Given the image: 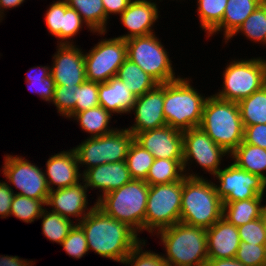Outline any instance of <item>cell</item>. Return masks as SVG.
<instances>
[{"instance_id": "cell-1", "label": "cell", "mask_w": 266, "mask_h": 266, "mask_svg": "<svg viewBox=\"0 0 266 266\" xmlns=\"http://www.w3.org/2000/svg\"><path fill=\"white\" fill-rule=\"evenodd\" d=\"M78 224L85 232L89 253L120 264L144 240L128 225L106 215L97 206Z\"/></svg>"}, {"instance_id": "cell-2", "label": "cell", "mask_w": 266, "mask_h": 266, "mask_svg": "<svg viewBox=\"0 0 266 266\" xmlns=\"http://www.w3.org/2000/svg\"><path fill=\"white\" fill-rule=\"evenodd\" d=\"M167 266H204L208 260L206 229L178 222L157 231Z\"/></svg>"}, {"instance_id": "cell-3", "label": "cell", "mask_w": 266, "mask_h": 266, "mask_svg": "<svg viewBox=\"0 0 266 266\" xmlns=\"http://www.w3.org/2000/svg\"><path fill=\"white\" fill-rule=\"evenodd\" d=\"M192 77H179L164 83V117L166 125L180 131L199 127L205 101L208 97L198 91Z\"/></svg>"}, {"instance_id": "cell-4", "label": "cell", "mask_w": 266, "mask_h": 266, "mask_svg": "<svg viewBox=\"0 0 266 266\" xmlns=\"http://www.w3.org/2000/svg\"><path fill=\"white\" fill-rule=\"evenodd\" d=\"M209 178L182 179L180 222L210 228L223 217V201Z\"/></svg>"}, {"instance_id": "cell-5", "label": "cell", "mask_w": 266, "mask_h": 266, "mask_svg": "<svg viewBox=\"0 0 266 266\" xmlns=\"http://www.w3.org/2000/svg\"><path fill=\"white\" fill-rule=\"evenodd\" d=\"M199 127L229 154L243 142L244 126L238 103L213 93L205 101Z\"/></svg>"}, {"instance_id": "cell-6", "label": "cell", "mask_w": 266, "mask_h": 266, "mask_svg": "<svg viewBox=\"0 0 266 266\" xmlns=\"http://www.w3.org/2000/svg\"><path fill=\"white\" fill-rule=\"evenodd\" d=\"M149 185L144 180L132 179L122 187L105 194L97 207L106 215L125 223L139 236L144 232Z\"/></svg>"}, {"instance_id": "cell-7", "label": "cell", "mask_w": 266, "mask_h": 266, "mask_svg": "<svg viewBox=\"0 0 266 266\" xmlns=\"http://www.w3.org/2000/svg\"><path fill=\"white\" fill-rule=\"evenodd\" d=\"M234 58L227 62L222 72V84L216 97L231 102H239L266 85V58ZM221 88V89H220Z\"/></svg>"}, {"instance_id": "cell-8", "label": "cell", "mask_w": 266, "mask_h": 266, "mask_svg": "<svg viewBox=\"0 0 266 266\" xmlns=\"http://www.w3.org/2000/svg\"><path fill=\"white\" fill-rule=\"evenodd\" d=\"M162 43L155 33L126 40L127 58L158 84L168 83L182 76L175 73L168 49Z\"/></svg>"}, {"instance_id": "cell-9", "label": "cell", "mask_w": 266, "mask_h": 266, "mask_svg": "<svg viewBox=\"0 0 266 266\" xmlns=\"http://www.w3.org/2000/svg\"><path fill=\"white\" fill-rule=\"evenodd\" d=\"M182 135L183 169L186 177L203 178L204 175H200L199 171L193 172V166L197 168L200 166L204 174L208 173L213 177L222 168L224 159H229L230 154L217 145L200 127L183 131Z\"/></svg>"}, {"instance_id": "cell-10", "label": "cell", "mask_w": 266, "mask_h": 266, "mask_svg": "<svg viewBox=\"0 0 266 266\" xmlns=\"http://www.w3.org/2000/svg\"><path fill=\"white\" fill-rule=\"evenodd\" d=\"M182 180L149 186L144 231L151 237L180 221Z\"/></svg>"}, {"instance_id": "cell-11", "label": "cell", "mask_w": 266, "mask_h": 266, "mask_svg": "<svg viewBox=\"0 0 266 266\" xmlns=\"http://www.w3.org/2000/svg\"><path fill=\"white\" fill-rule=\"evenodd\" d=\"M94 34L101 39L88 51L84 50L86 80L104 83L117 75L119 67L127 59L126 40L114 36L104 38L106 32Z\"/></svg>"}, {"instance_id": "cell-12", "label": "cell", "mask_w": 266, "mask_h": 266, "mask_svg": "<svg viewBox=\"0 0 266 266\" xmlns=\"http://www.w3.org/2000/svg\"><path fill=\"white\" fill-rule=\"evenodd\" d=\"M3 166L0 171L5 176L6 182L16 189L14 194L26 196L47 203L49 189L43 168L32 163L20 155H4Z\"/></svg>"}, {"instance_id": "cell-13", "label": "cell", "mask_w": 266, "mask_h": 266, "mask_svg": "<svg viewBox=\"0 0 266 266\" xmlns=\"http://www.w3.org/2000/svg\"><path fill=\"white\" fill-rule=\"evenodd\" d=\"M222 201H242L265 195L266 181L231 162L211 178Z\"/></svg>"}, {"instance_id": "cell-14", "label": "cell", "mask_w": 266, "mask_h": 266, "mask_svg": "<svg viewBox=\"0 0 266 266\" xmlns=\"http://www.w3.org/2000/svg\"><path fill=\"white\" fill-rule=\"evenodd\" d=\"M87 192L90 194L83 180L66 188L52 190L49 192L46 207L62 217L79 223L97 206L96 201L90 205Z\"/></svg>"}, {"instance_id": "cell-15", "label": "cell", "mask_w": 266, "mask_h": 266, "mask_svg": "<svg viewBox=\"0 0 266 266\" xmlns=\"http://www.w3.org/2000/svg\"><path fill=\"white\" fill-rule=\"evenodd\" d=\"M50 74L55 85H81L86 80L84 50L76 44H57Z\"/></svg>"}, {"instance_id": "cell-16", "label": "cell", "mask_w": 266, "mask_h": 266, "mask_svg": "<svg viewBox=\"0 0 266 266\" xmlns=\"http://www.w3.org/2000/svg\"><path fill=\"white\" fill-rule=\"evenodd\" d=\"M164 83L157 84L142 96L136 97L130 115L134 114V124L126 127L134 136L137 133L166 125L164 112Z\"/></svg>"}, {"instance_id": "cell-17", "label": "cell", "mask_w": 266, "mask_h": 266, "mask_svg": "<svg viewBox=\"0 0 266 266\" xmlns=\"http://www.w3.org/2000/svg\"><path fill=\"white\" fill-rule=\"evenodd\" d=\"M134 140L152 153L155 159L183 160L182 131L171 126L137 133Z\"/></svg>"}, {"instance_id": "cell-18", "label": "cell", "mask_w": 266, "mask_h": 266, "mask_svg": "<svg viewBox=\"0 0 266 266\" xmlns=\"http://www.w3.org/2000/svg\"><path fill=\"white\" fill-rule=\"evenodd\" d=\"M160 17L157 0H132L119 17L120 23L128 32L117 38L128 40L153 34L155 24L159 22Z\"/></svg>"}, {"instance_id": "cell-19", "label": "cell", "mask_w": 266, "mask_h": 266, "mask_svg": "<svg viewBox=\"0 0 266 266\" xmlns=\"http://www.w3.org/2000/svg\"><path fill=\"white\" fill-rule=\"evenodd\" d=\"M82 180L90 190H97V202L105 194L118 189L132 180L126 161L104 163L87 169L82 174ZM99 190V191H98ZM99 192V193H98Z\"/></svg>"}, {"instance_id": "cell-20", "label": "cell", "mask_w": 266, "mask_h": 266, "mask_svg": "<svg viewBox=\"0 0 266 266\" xmlns=\"http://www.w3.org/2000/svg\"><path fill=\"white\" fill-rule=\"evenodd\" d=\"M45 167L43 171L49 191L66 188L82 180L76 154L71 148L51 154Z\"/></svg>"}, {"instance_id": "cell-21", "label": "cell", "mask_w": 266, "mask_h": 266, "mask_svg": "<svg viewBox=\"0 0 266 266\" xmlns=\"http://www.w3.org/2000/svg\"><path fill=\"white\" fill-rule=\"evenodd\" d=\"M206 233L208 258H235L241 242L235 225L222 217L210 228H207Z\"/></svg>"}, {"instance_id": "cell-22", "label": "cell", "mask_w": 266, "mask_h": 266, "mask_svg": "<svg viewBox=\"0 0 266 266\" xmlns=\"http://www.w3.org/2000/svg\"><path fill=\"white\" fill-rule=\"evenodd\" d=\"M100 106L112 115H129L135 104L136 96L130 92L117 76L104 83H98Z\"/></svg>"}, {"instance_id": "cell-23", "label": "cell", "mask_w": 266, "mask_h": 266, "mask_svg": "<svg viewBox=\"0 0 266 266\" xmlns=\"http://www.w3.org/2000/svg\"><path fill=\"white\" fill-rule=\"evenodd\" d=\"M263 1L265 0H228L221 24L207 38L223 34L224 44Z\"/></svg>"}, {"instance_id": "cell-24", "label": "cell", "mask_w": 266, "mask_h": 266, "mask_svg": "<svg viewBox=\"0 0 266 266\" xmlns=\"http://www.w3.org/2000/svg\"><path fill=\"white\" fill-rule=\"evenodd\" d=\"M264 196L258 195L242 201H223V218L239 227L261 217L266 212Z\"/></svg>"}, {"instance_id": "cell-25", "label": "cell", "mask_w": 266, "mask_h": 266, "mask_svg": "<svg viewBox=\"0 0 266 266\" xmlns=\"http://www.w3.org/2000/svg\"><path fill=\"white\" fill-rule=\"evenodd\" d=\"M229 160L242 170L258 175L266 181V149L243 141L230 154Z\"/></svg>"}, {"instance_id": "cell-26", "label": "cell", "mask_w": 266, "mask_h": 266, "mask_svg": "<svg viewBox=\"0 0 266 266\" xmlns=\"http://www.w3.org/2000/svg\"><path fill=\"white\" fill-rule=\"evenodd\" d=\"M113 115L106 111L102 106L90 108L76 113L70 120L76 121L81 131L91 134L89 137H99L114 131L110 123Z\"/></svg>"}, {"instance_id": "cell-27", "label": "cell", "mask_w": 266, "mask_h": 266, "mask_svg": "<svg viewBox=\"0 0 266 266\" xmlns=\"http://www.w3.org/2000/svg\"><path fill=\"white\" fill-rule=\"evenodd\" d=\"M93 32H106L110 22L106 16L102 0H66Z\"/></svg>"}, {"instance_id": "cell-28", "label": "cell", "mask_w": 266, "mask_h": 266, "mask_svg": "<svg viewBox=\"0 0 266 266\" xmlns=\"http://www.w3.org/2000/svg\"><path fill=\"white\" fill-rule=\"evenodd\" d=\"M136 97L153 89L158 83L128 58L119 67L117 75Z\"/></svg>"}, {"instance_id": "cell-29", "label": "cell", "mask_w": 266, "mask_h": 266, "mask_svg": "<svg viewBox=\"0 0 266 266\" xmlns=\"http://www.w3.org/2000/svg\"><path fill=\"white\" fill-rule=\"evenodd\" d=\"M240 33V34H239ZM242 35L251 43L266 46V0L252 12L237 31L224 43L225 45L235 37Z\"/></svg>"}, {"instance_id": "cell-30", "label": "cell", "mask_w": 266, "mask_h": 266, "mask_svg": "<svg viewBox=\"0 0 266 266\" xmlns=\"http://www.w3.org/2000/svg\"><path fill=\"white\" fill-rule=\"evenodd\" d=\"M134 135L125 127L118 128L103 135V152L105 163L126 161L129 147Z\"/></svg>"}, {"instance_id": "cell-31", "label": "cell", "mask_w": 266, "mask_h": 266, "mask_svg": "<svg viewBox=\"0 0 266 266\" xmlns=\"http://www.w3.org/2000/svg\"><path fill=\"white\" fill-rule=\"evenodd\" d=\"M184 177L183 160L155 159L144 181L152 186L178 182Z\"/></svg>"}, {"instance_id": "cell-32", "label": "cell", "mask_w": 266, "mask_h": 266, "mask_svg": "<svg viewBox=\"0 0 266 266\" xmlns=\"http://www.w3.org/2000/svg\"><path fill=\"white\" fill-rule=\"evenodd\" d=\"M243 126L266 124V85L238 102Z\"/></svg>"}, {"instance_id": "cell-33", "label": "cell", "mask_w": 266, "mask_h": 266, "mask_svg": "<svg viewBox=\"0 0 266 266\" xmlns=\"http://www.w3.org/2000/svg\"><path fill=\"white\" fill-rule=\"evenodd\" d=\"M27 89L37 94L44 102L51 103L55 90V82L50 74V65L34 66L25 75Z\"/></svg>"}, {"instance_id": "cell-34", "label": "cell", "mask_w": 266, "mask_h": 266, "mask_svg": "<svg viewBox=\"0 0 266 266\" xmlns=\"http://www.w3.org/2000/svg\"><path fill=\"white\" fill-rule=\"evenodd\" d=\"M76 154L81 174L87 169L105 163L103 152V135L85 138L81 143L72 148ZM83 168V169H81Z\"/></svg>"}, {"instance_id": "cell-35", "label": "cell", "mask_w": 266, "mask_h": 266, "mask_svg": "<svg viewBox=\"0 0 266 266\" xmlns=\"http://www.w3.org/2000/svg\"><path fill=\"white\" fill-rule=\"evenodd\" d=\"M199 28L208 37L222 22L228 0H196Z\"/></svg>"}, {"instance_id": "cell-36", "label": "cell", "mask_w": 266, "mask_h": 266, "mask_svg": "<svg viewBox=\"0 0 266 266\" xmlns=\"http://www.w3.org/2000/svg\"><path fill=\"white\" fill-rule=\"evenodd\" d=\"M42 234L52 243L61 245L62 241L68 236L69 231L75 225L73 220L62 217L60 214L52 212L46 207L41 216Z\"/></svg>"}, {"instance_id": "cell-37", "label": "cell", "mask_w": 266, "mask_h": 266, "mask_svg": "<svg viewBox=\"0 0 266 266\" xmlns=\"http://www.w3.org/2000/svg\"><path fill=\"white\" fill-rule=\"evenodd\" d=\"M154 160L152 153L133 140L126 156V164L131 178L145 180Z\"/></svg>"}, {"instance_id": "cell-38", "label": "cell", "mask_w": 266, "mask_h": 266, "mask_svg": "<svg viewBox=\"0 0 266 266\" xmlns=\"http://www.w3.org/2000/svg\"><path fill=\"white\" fill-rule=\"evenodd\" d=\"M43 200L28 198L19 194H15L11 203L9 217L14 216L22 222L31 224L37 221L43 210L46 208Z\"/></svg>"}, {"instance_id": "cell-39", "label": "cell", "mask_w": 266, "mask_h": 266, "mask_svg": "<svg viewBox=\"0 0 266 266\" xmlns=\"http://www.w3.org/2000/svg\"><path fill=\"white\" fill-rule=\"evenodd\" d=\"M80 85H56L50 104L56 107L58 115L64 119L75 109Z\"/></svg>"}, {"instance_id": "cell-40", "label": "cell", "mask_w": 266, "mask_h": 266, "mask_svg": "<svg viewBox=\"0 0 266 266\" xmlns=\"http://www.w3.org/2000/svg\"><path fill=\"white\" fill-rule=\"evenodd\" d=\"M84 26L94 35V32L82 20L79 13L69 7L65 0V14L63 15V28H61V44H76L73 38L80 34Z\"/></svg>"}, {"instance_id": "cell-41", "label": "cell", "mask_w": 266, "mask_h": 266, "mask_svg": "<svg viewBox=\"0 0 266 266\" xmlns=\"http://www.w3.org/2000/svg\"><path fill=\"white\" fill-rule=\"evenodd\" d=\"M146 243L147 239L142 240L121 264L125 266H167L161 253L145 249Z\"/></svg>"}, {"instance_id": "cell-42", "label": "cell", "mask_w": 266, "mask_h": 266, "mask_svg": "<svg viewBox=\"0 0 266 266\" xmlns=\"http://www.w3.org/2000/svg\"><path fill=\"white\" fill-rule=\"evenodd\" d=\"M61 246L66 254L73 259H81L89 253L85 232L78 223H75L71 228Z\"/></svg>"}, {"instance_id": "cell-43", "label": "cell", "mask_w": 266, "mask_h": 266, "mask_svg": "<svg viewBox=\"0 0 266 266\" xmlns=\"http://www.w3.org/2000/svg\"><path fill=\"white\" fill-rule=\"evenodd\" d=\"M99 105L98 83L85 80L79 86V95L75 109L66 117V119L70 120L76 113L95 108Z\"/></svg>"}, {"instance_id": "cell-44", "label": "cell", "mask_w": 266, "mask_h": 266, "mask_svg": "<svg viewBox=\"0 0 266 266\" xmlns=\"http://www.w3.org/2000/svg\"><path fill=\"white\" fill-rule=\"evenodd\" d=\"M65 14V0H54L49 4L44 16L48 34L57 38V44H61V28H63V15Z\"/></svg>"}, {"instance_id": "cell-45", "label": "cell", "mask_w": 266, "mask_h": 266, "mask_svg": "<svg viewBox=\"0 0 266 266\" xmlns=\"http://www.w3.org/2000/svg\"><path fill=\"white\" fill-rule=\"evenodd\" d=\"M241 242L249 244H266L265 213L244 225L237 227Z\"/></svg>"}, {"instance_id": "cell-46", "label": "cell", "mask_w": 266, "mask_h": 266, "mask_svg": "<svg viewBox=\"0 0 266 266\" xmlns=\"http://www.w3.org/2000/svg\"><path fill=\"white\" fill-rule=\"evenodd\" d=\"M235 259L245 266H266V245L240 242Z\"/></svg>"}, {"instance_id": "cell-47", "label": "cell", "mask_w": 266, "mask_h": 266, "mask_svg": "<svg viewBox=\"0 0 266 266\" xmlns=\"http://www.w3.org/2000/svg\"><path fill=\"white\" fill-rule=\"evenodd\" d=\"M243 141L266 149V124L245 126Z\"/></svg>"}, {"instance_id": "cell-48", "label": "cell", "mask_w": 266, "mask_h": 266, "mask_svg": "<svg viewBox=\"0 0 266 266\" xmlns=\"http://www.w3.org/2000/svg\"><path fill=\"white\" fill-rule=\"evenodd\" d=\"M13 187L10 186L5 180H0V218L7 219L10 214L11 203L14 198Z\"/></svg>"}, {"instance_id": "cell-49", "label": "cell", "mask_w": 266, "mask_h": 266, "mask_svg": "<svg viewBox=\"0 0 266 266\" xmlns=\"http://www.w3.org/2000/svg\"><path fill=\"white\" fill-rule=\"evenodd\" d=\"M132 0H102L106 16L110 19L111 16L118 17L127 9Z\"/></svg>"}, {"instance_id": "cell-50", "label": "cell", "mask_w": 266, "mask_h": 266, "mask_svg": "<svg viewBox=\"0 0 266 266\" xmlns=\"http://www.w3.org/2000/svg\"><path fill=\"white\" fill-rule=\"evenodd\" d=\"M33 260L23 259L19 256L0 255V266H34Z\"/></svg>"}, {"instance_id": "cell-51", "label": "cell", "mask_w": 266, "mask_h": 266, "mask_svg": "<svg viewBox=\"0 0 266 266\" xmlns=\"http://www.w3.org/2000/svg\"><path fill=\"white\" fill-rule=\"evenodd\" d=\"M24 2H26L25 0H0V23L2 22V20H4L5 16H6V12L8 10H11L19 7L20 5H22Z\"/></svg>"}, {"instance_id": "cell-52", "label": "cell", "mask_w": 266, "mask_h": 266, "mask_svg": "<svg viewBox=\"0 0 266 266\" xmlns=\"http://www.w3.org/2000/svg\"><path fill=\"white\" fill-rule=\"evenodd\" d=\"M204 266H245V265L240 263L235 258H224V259L208 258Z\"/></svg>"}]
</instances>
